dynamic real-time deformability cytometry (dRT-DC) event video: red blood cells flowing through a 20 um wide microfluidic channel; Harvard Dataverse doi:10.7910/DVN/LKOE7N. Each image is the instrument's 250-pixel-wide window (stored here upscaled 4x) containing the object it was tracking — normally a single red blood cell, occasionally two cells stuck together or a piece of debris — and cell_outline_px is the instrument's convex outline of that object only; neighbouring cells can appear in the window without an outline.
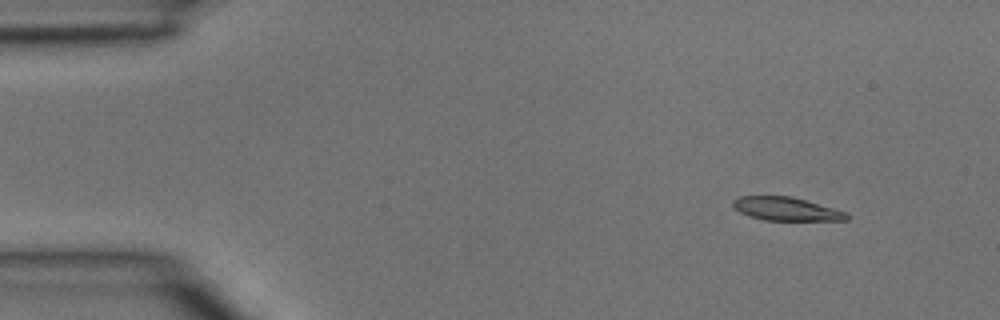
{"species": "common noctule bat (a hibernating species)", "species_latin": "Nyctalus noctula", "temperature_condition": "room temperature", "stored_images_in_passage": 3, "camera_frame_rate_fps": 3000, "um_per_image_px": 0.085, "animal": {"sex": "male", "body_mass_g": 15.6}, "frame": {"image": 1, "passage_image": 1, "time_ms": 0.0, "image_size_px": [1000, 320], "cell_outline_px": [[848, 220], [764, 220], [748, 216], [740, 212], [732, 204], [732, 200], [740, 196], [792, 196], [848, 212]], "centroid_in_image_um": [66.83, 17.75], "position_along_channel_um": 18.2, "area_um2": 15.49}}
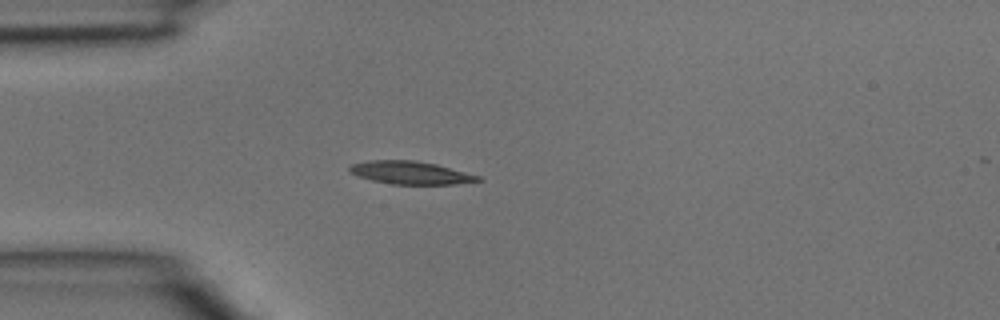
{"frame": {"image": 2, "passage_image": 3, "time_ms": 0.667, "image_size_px": [1000, 320], "cell_outline_px": [[484, 180], [456, 184], [392, 184], [372, 180], [348, 172], [348, 168], [352, 164], [368, 160], [416, 160], [436, 164], [480, 176]], "centroid_in_image_um": [34.9, 14.67], "position_along_channel_um": 50.1, "area_um2": 17.11}}